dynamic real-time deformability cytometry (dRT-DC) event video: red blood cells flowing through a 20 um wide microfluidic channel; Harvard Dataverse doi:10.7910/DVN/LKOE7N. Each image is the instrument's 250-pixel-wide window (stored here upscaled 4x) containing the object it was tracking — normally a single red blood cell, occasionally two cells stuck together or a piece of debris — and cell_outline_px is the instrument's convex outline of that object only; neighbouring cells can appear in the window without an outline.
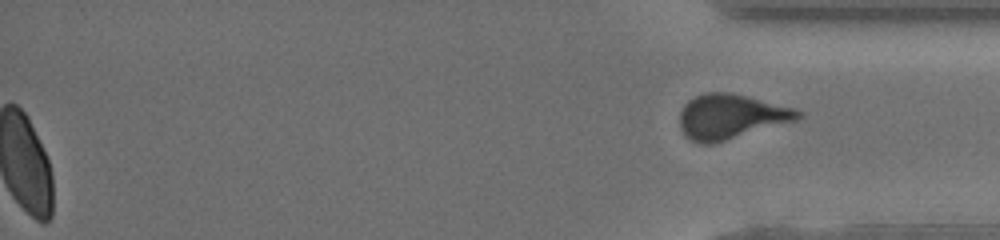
{"species": "human", "species_latin": "Homo sapiens", "temperature_condition": "cold", "stored_images_in_passage": 54, "segment_of_instrument_passage": [2, 2], "camera_frame_rate_fps": 3000, "um_per_image_px": 0.085, "donor": {"sex": "male"}, "frame": {"image": 1, "passage_image": 54, "time_ms": 14.0, "image_size_px": [1000, 240], "cell_outline_px": [[804, 116], [796, 120], [712, 144], [700, 144], [692, 140], [680, 128], [680, 112], [684, 104], [688, 100], [696, 96], [708, 92], [732, 92], [796, 108], [804, 112]], "centroid_in_image_um": [62.15, 9.89], "position_along_channel_um": 373.1, "area_um2": 30.81}}